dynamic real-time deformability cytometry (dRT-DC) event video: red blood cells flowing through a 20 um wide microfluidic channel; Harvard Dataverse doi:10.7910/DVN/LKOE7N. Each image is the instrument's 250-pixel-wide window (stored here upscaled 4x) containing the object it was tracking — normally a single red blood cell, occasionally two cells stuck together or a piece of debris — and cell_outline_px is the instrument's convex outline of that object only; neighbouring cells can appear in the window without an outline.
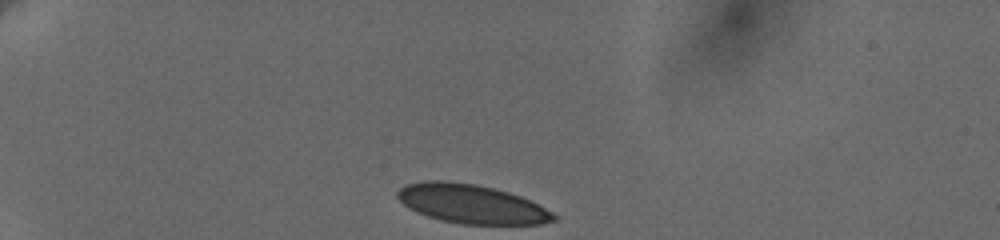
{"species": "human", "species_latin": "Homo sapiens", "temperature_condition": "cold", "stored_images_in_passage": 10, "camera_frame_rate_fps": 3000, "um_per_image_px": 0.085, "donor": {"sex": "female"}, "frame": {"image": 1, "passage_image": 1, "time_ms": 0.0, "image_size_px": [1000, 240], "cell_outline_px": [[556, 220], [540, 224], [460, 224], [440, 220], [416, 212], [404, 204], [396, 196], [396, 192], [400, 188], [408, 184], [424, 180], [444, 180], [476, 184], [508, 192], [520, 196], [552, 212], [556, 216]], "centroid_in_image_um": [40.04, 17.33], "position_along_channel_um": 45.0, "area_um2": 35.26}}
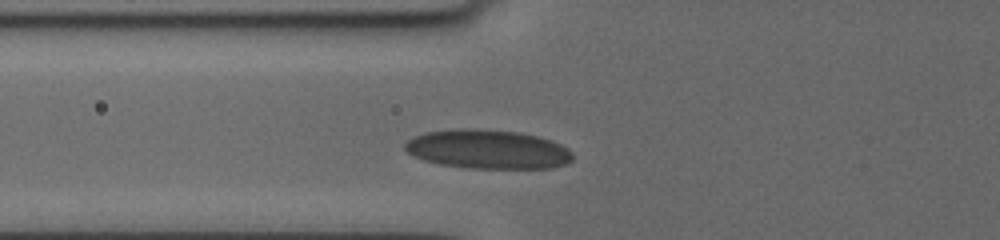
{"frame": {"image": 2, "passage_image": 9, "time_ms": 2.667, "image_size_px": [1000, 240], "cell_outline_px": [[572, 160], [564, 164], [552, 168], [464, 168], [440, 164], [424, 160], [412, 156], [404, 148], [404, 144], [408, 140], [424, 132], [460, 128], [476, 128], [516, 132], [536, 136], [552, 140], [560, 144], [572, 152]], "centroid_in_image_um": [41.43, 12.69], "position_along_channel_um": 84.4, "area_um2": 38.21}}